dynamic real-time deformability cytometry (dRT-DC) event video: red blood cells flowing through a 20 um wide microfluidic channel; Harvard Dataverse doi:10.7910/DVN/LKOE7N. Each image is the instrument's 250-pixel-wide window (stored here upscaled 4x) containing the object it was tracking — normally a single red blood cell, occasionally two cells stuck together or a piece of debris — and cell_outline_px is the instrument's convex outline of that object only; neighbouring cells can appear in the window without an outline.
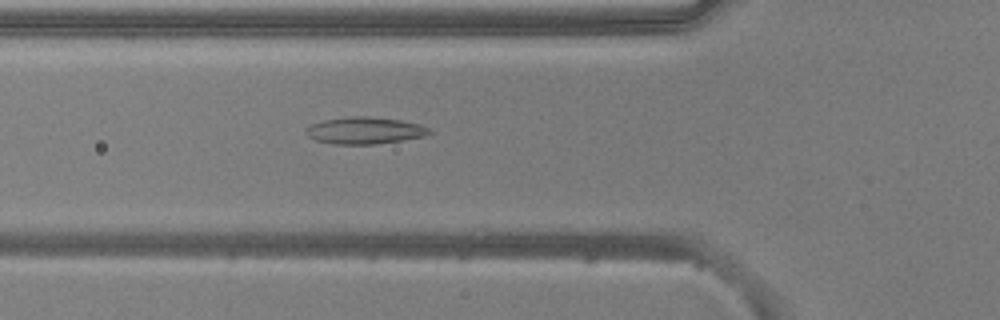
{"species": "common noctule bat (a hibernating species)", "species_latin": "Nyctalus noctula", "temperature_condition": "warm", "stored_images_in_passage": 33, "camera_frame_rate_fps": 3000, "um_per_image_px": 0.085, "animal": {"sex": "male", "body_mass_g": 20.5, "forearm_length_mm": 52.5}, "frame": {"image": 1, "passage_image": 12, "time_ms": 3.667, "image_size_px": [1000, 320], "cell_outline_px": [[432, 132], [424, 136], [404, 140], [376, 144], [336, 144], [316, 140], [308, 136], [304, 132], [312, 124], [324, 120], [352, 116], [364, 116], [400, 120], [420, 124], [428, 128]], "centroid_in_image_um": [31.02, 11.1], "position_along_channel_um": 94.8, "area_um2": 19.13}}
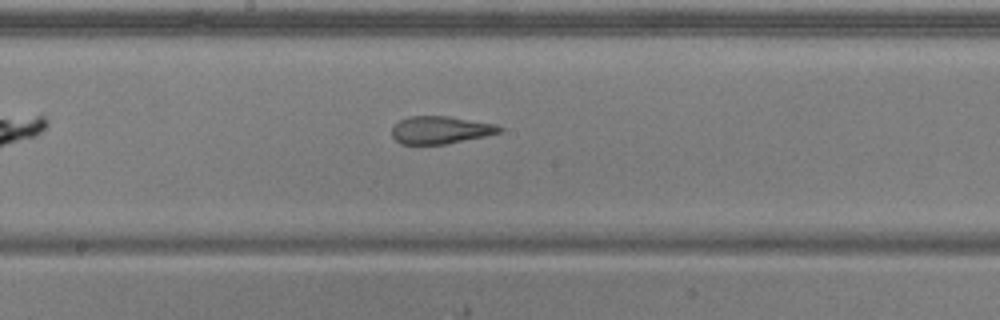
{"frame": {"image": 2, "passage_image": 21, "time_ms": 6.667, "image_size_px": [1000, 320], "cell_outline_px": [[504, 128], [500, 132], [484, 136], [448, 144], [400, 144], [392, 136], [392, 128], [400, 120], [408, 116], [448, 116], [496, 124]], "centroid_in_image_um": [37.44, 11.05], "position_along_channel_um": 210.8, "area_um2": 17.28}}
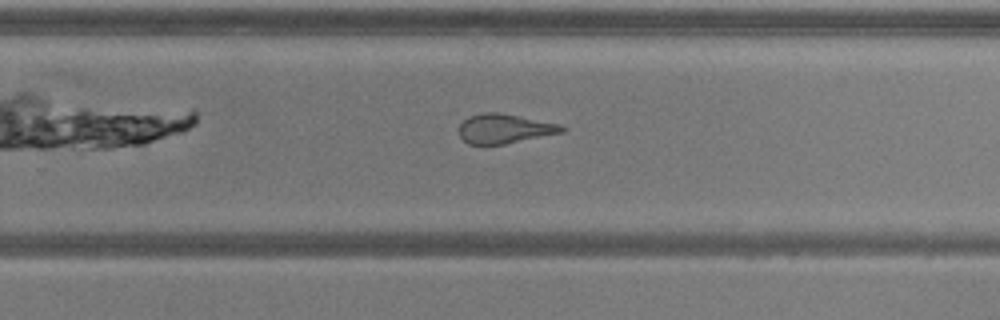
{"frame": {"image": 3, "passage_image": 27, "time_ms": 8.667, "image_size_px": [1000, 320], "cell_outline_px": [[568, 128], [564, 132], [504, 144], [468, 144], [460, 136], [460, 124], [468, 116], [484, 112], [500, 112], [560, 124]], "centroid_in_image_um": [42.91, 10.92], "position_along_channel_um": 286.9, "area_um2": 17.63}, "authors_computed_cell_mechanics": {"area_um2": 18.6116, "velocity_mm_per_s": 3.822, "shape_relaxation_time_tau1_ms": null, "shape_relaxation_time_tau2_ms": 1.6076, "deformation_change_tau1": null, "deformation_change_tau2": 0.1004}}